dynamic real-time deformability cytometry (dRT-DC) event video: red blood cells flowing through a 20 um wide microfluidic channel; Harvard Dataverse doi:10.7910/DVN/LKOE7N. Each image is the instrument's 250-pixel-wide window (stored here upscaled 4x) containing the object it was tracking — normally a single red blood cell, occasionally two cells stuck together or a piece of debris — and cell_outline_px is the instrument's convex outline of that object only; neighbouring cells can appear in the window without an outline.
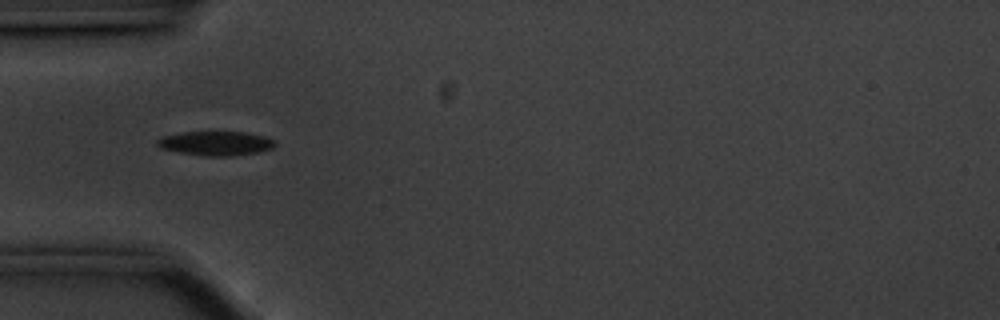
{"species": "common noctule bat (a hibernating species)", "species_latin": "Nyctalus noctula", "temperature_condition": "cold", "stored_images_in_passage": 25, "camera_frame_rate_fps": 3000, "um_per_image_px": 0.085, "animal": {"sex": "male", "body_mass_g": 20.1, "forearm_length_mm": 53.5}, "frame": {"image": 1, "passage_image": 8, "time_ms": 2.333, "image_size_px": [1000, 320], "cell_outline_px": [[276, 144], [272, 148], [256, 152], [232, 156], [204, 156], [180, 152], [160, 148], [156, 144], [156, 140], [164, 136], [184, 132], [244, 132], [264, 136], [276, 140]], "centroid_in_image_um": [18.35, 12.18], "position_along_channel_um": 66.7, "area_um2": 16.53}}
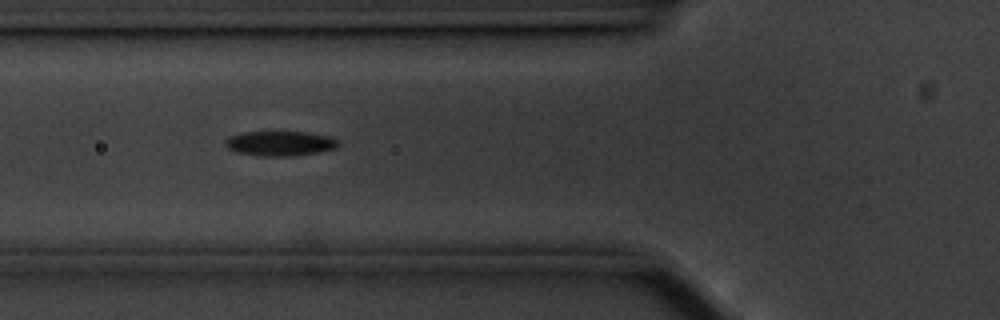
{"frame": {"image": 2, "passage_image": 11, "time_ms": 3.333, "image_size_px": [1000, 320], "cell_outline_px": [[340, 144], [336, 148], [316, 152], [292, 156], [260, 156], [236, 152], [228, 148], [224, 144], [224, 140], [228, 136], [240, 132], [308, 132], [332, 136], [340, 140]], "centroid_in_image_um": [23.8, 12.18], "position_along_channel_um": 102.0, "area_um2": 16.59}}
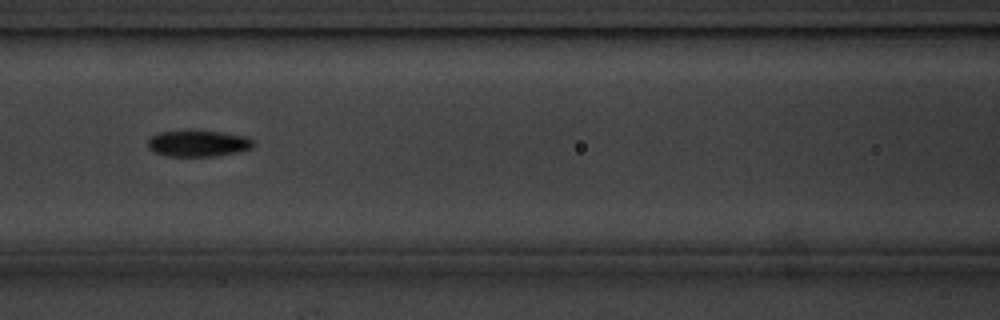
{"frame": {"image": 3, "passage_image": 15, "time_ms": 4.667, "image_size_px": [1000, 320], "cell_outline_px": [[252, 148], [236, 152], [216, 156], [168, 156], [156, 152], [148, 148], [148, 140], [152, 136], [160, 132], [188, 128], [200, 128], [248, 136], [252, 140]], "centroid_in_image_um": [16.84, 12.13], "position_along_channel_um": 149.8, "area_um2": 16.82}}